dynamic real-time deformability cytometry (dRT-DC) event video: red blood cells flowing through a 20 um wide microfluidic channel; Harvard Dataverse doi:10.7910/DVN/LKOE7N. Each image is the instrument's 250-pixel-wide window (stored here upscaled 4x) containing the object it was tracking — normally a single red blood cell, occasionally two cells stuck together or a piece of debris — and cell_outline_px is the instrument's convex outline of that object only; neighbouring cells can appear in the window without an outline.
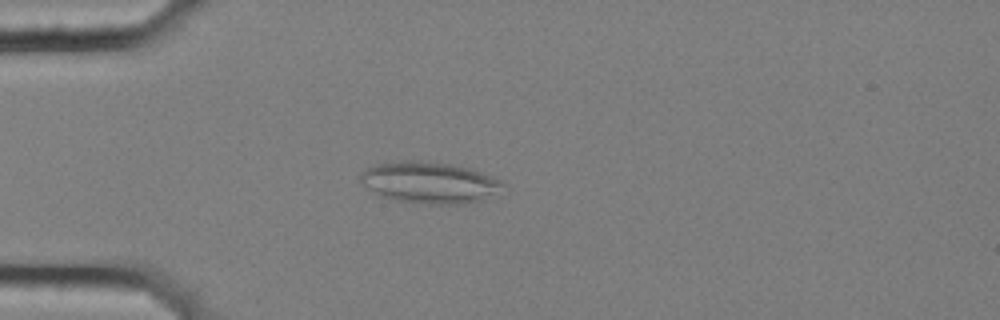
{"species": "common noctule bat (a hibernating species)", "species_latin": "Nyctalus noctula", "temperature_condition": "cold", "stored_images_in_passage": 57, "camera_frame_rate_fps": 3000, "um_per_image_px": 0.085, "animal": {"sex": "female", "body_mass_g": 25.1}, "frame": {"image": 1, "passage_image": 16, "time_ms": 5.0, "image_size_px": [1000, 320], "cell_outline_px": [[504, 184], [480, 200], [464, 204], [432, 204], [396, 200], [380, 196], [372, 192], [360, 184], [360, 176], [368, 168], [376, 164], [400, 160], [420, 160], [448, 164], [472, 168], [492, 176], [500, 180]], "centroid_in_image_um": [36.42, 15.5], "position_along_channel_um": 48.6, "area_um2": 34.04}}
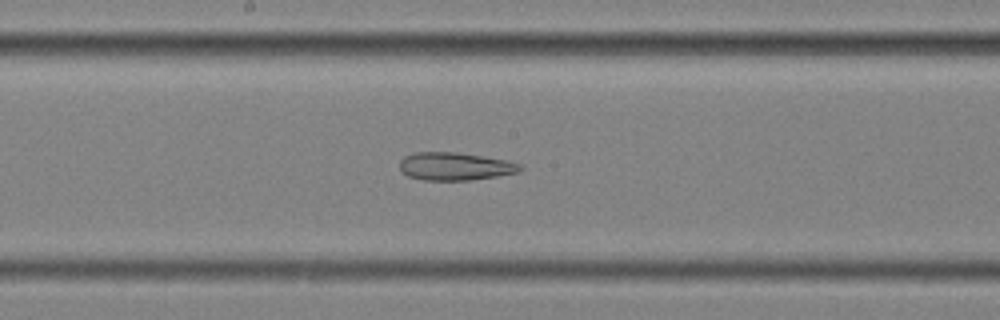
{"frame": {"image": 2, "passage_image": 31, "time_ms": 10.0, "image_size_px": [1000, 320], "cell_outline_px": [[524, 168], [516, 172], [496, 176], [468, 180], [424, 180], [408, 176], [400, 172], [400, 160], [404, 156], [416, 152], [456, 152], [484, 156], [504, 160], [520, 164]], "centroid_in_image_um": [38.62, 14.13], "position_along_channel_um": 209.6, "area_um2": 19.48}}
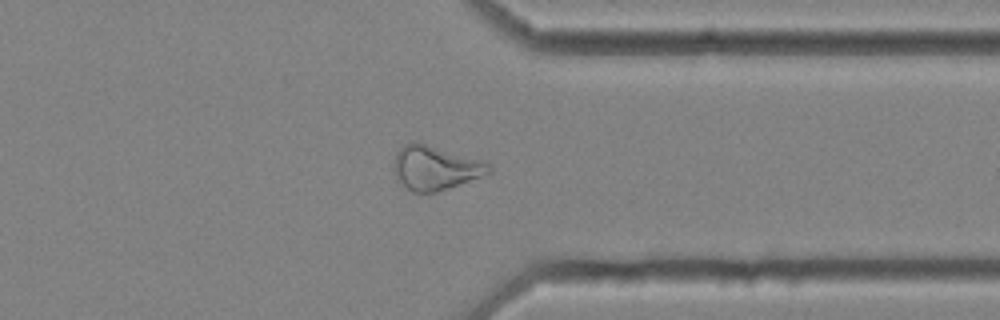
{"frame": {"image": 3, "passage_image": 45, "time_ms": 14.667, "image_size_px": [1000, 320], "cell_outline_px": [[492, 172], [436, 192], [412, 192], [396, 180], [392, 172], [392, 168], [396, 152], [404, 144], [412, 140], [416, 140], [480, 160], [488, 164], [492, 168]], "centroid_in_image_um": [36.91, 14.24], "position_along_channel_um": 374.5, "area_um2": 24.57}, "authors_computed_cell_mechanics": {"area_um2": 26.7614, "velocity_mm_per_s": 3.5604, "shape_relaxation_time_tau1_ms": null, "shape_relaxation_time_tau2_ms": 7.8244, "deformation_change_tau1": null, "deformation_change_tau2": 0.2029}}